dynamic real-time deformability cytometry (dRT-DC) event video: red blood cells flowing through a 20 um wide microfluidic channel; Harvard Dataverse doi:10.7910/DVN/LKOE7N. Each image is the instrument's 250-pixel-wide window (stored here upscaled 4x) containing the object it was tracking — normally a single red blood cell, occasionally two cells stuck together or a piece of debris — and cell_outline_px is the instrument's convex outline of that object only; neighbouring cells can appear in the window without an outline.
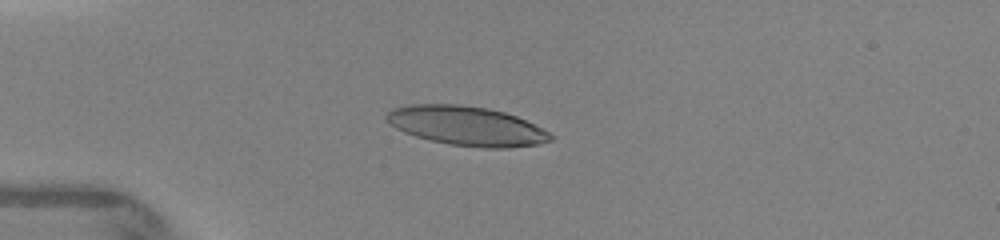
{"species": "human", "species_latin": "Homo sapiens", "temperature_condition": "warm", "stored_images_in_passage": 14, "camera_frame_rate_fps": 3000, "um_per_image_px": 0.085, "donor": {"sex": "female"}, "frame": {"image": 1, "passage_image": 10, "time_ms": 3.667, "image_size_px": [1000, 240], "cell_outline_px": [[556, 136], [552, 140], [540, 144], [508, 148], [484, 148], [448, 144], [416, 136], [404, 132], [388, 124], [384, 116], [392, 108], [412, 104], [460, 104], [488, 108], [504, 112], [516, 116]], "centroid_in_image_um": [39.65, 10.7], "position_along_channel_um": 45.4, "area_um2": 37.63}}